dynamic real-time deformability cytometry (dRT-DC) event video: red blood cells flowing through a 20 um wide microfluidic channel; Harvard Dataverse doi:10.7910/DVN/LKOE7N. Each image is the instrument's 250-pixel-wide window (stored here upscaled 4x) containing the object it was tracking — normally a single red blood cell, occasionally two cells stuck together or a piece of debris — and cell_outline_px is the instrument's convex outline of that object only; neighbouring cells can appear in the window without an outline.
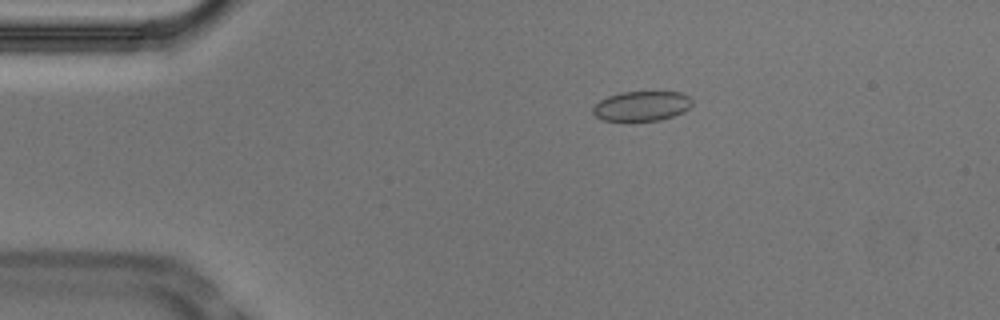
{"species": "Egyptian fruit bat (a non-hibernating species)", "species_latin": "Rousettus aegyptiacus", "temperature_condition": "cold", "stored_images_in_passage": 54, "camera_frame_rate_fps": 3000, "um_per_image_px": 0.085, "animal": {"sex": "male"}, "frame": {"image": 1, "passage_image": 10, "time_ms": 3.0, "image_size_px": [1000, 320], "cell_outline_px": [[692, 104], [684, 112], [660, 120], [604, 120], [596, 116], [592, 112], [592, 108], [600, 100], [608, 96], [620, 92], [680, 92], [688, 96], [692, 100]], "centroid_in_image_um": [54.54, 9.0], "position_along_channel_um": 30.5, "area_um2": 17.05}}
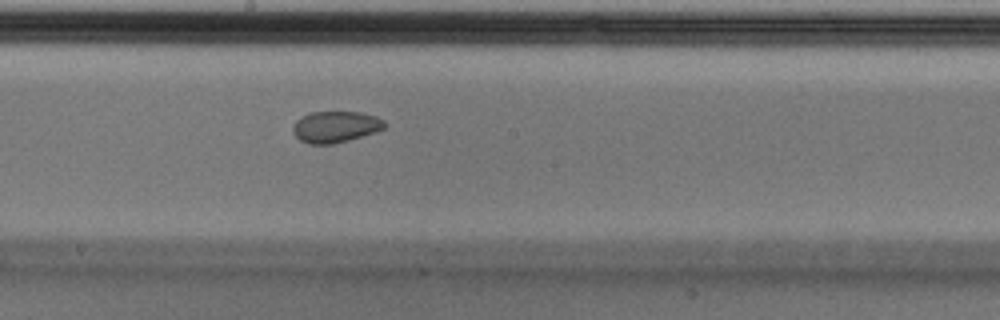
{"frame": {"image": 2, "passage_image": 29, "time_ms": 9.333, "image_size_px": [1000, 320], "cell_outline_px": [[384, 128], [376, 132], [348, 140], [332, 144], [308, 144], [300, 140], [296, 136], [292, 128], [296, 120], [300, 116], [312, 112], [360, 112], [376, 116], [384, 120]], "centroid_in_image_um": [28.5, 10.77], "position_along_channel_um": 219.7, "area_um2": 16.7}}
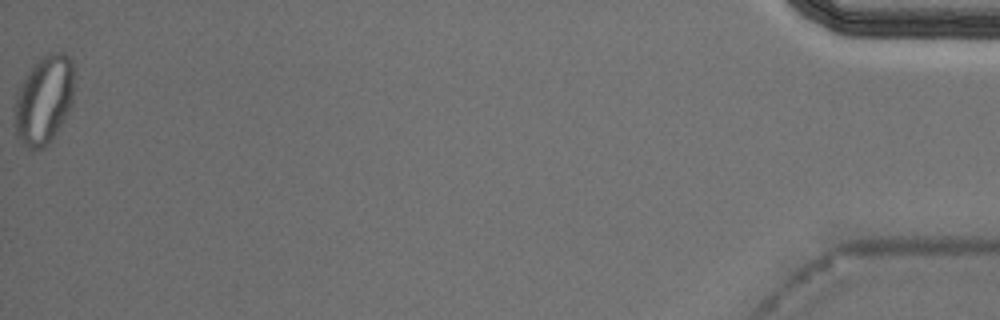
{"frame": {"image": 3, "passage_image": 54, "time_ms": 17.667, "image_size_px": [1000, 320], "cell_outline_px": [[76, 68], [72, 104], [68, 112], [52, 140], [44, 148], [28, 148], [24, 144], [16, 132], [16, 96], [28, 72], [48, 52], [64, 52], [72, 60]], "centroid_in_image_um": [3.82, 8.45], "position_along_channel_um": 431.4, "area_um2": 30.46}, "authors_computed_cell_mechanics": {"area_um2": 18.0914, "velocity_mm_per_s": 3.7161, "shape_relaxation_time_tau1_ms": null, "shape_relaxation_time_tau2_ms": 2.2495, "deformation_change_tau1": null, "deformation_change_tau2": 0.0513}}